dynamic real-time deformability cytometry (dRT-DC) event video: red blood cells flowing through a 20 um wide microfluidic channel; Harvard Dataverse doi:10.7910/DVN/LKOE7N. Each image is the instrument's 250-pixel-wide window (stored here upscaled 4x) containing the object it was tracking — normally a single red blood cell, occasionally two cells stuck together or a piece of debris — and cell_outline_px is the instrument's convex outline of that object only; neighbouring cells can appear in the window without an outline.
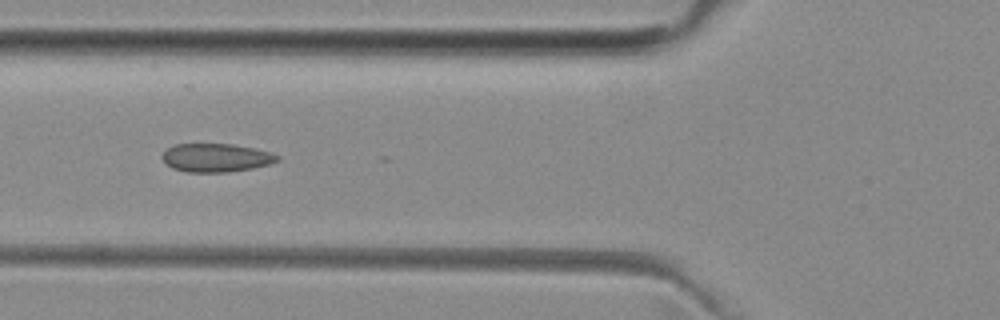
{"species": "common noctule bat (a hibernating species)", "species_latin": "Nyctalus noctula", "temperature_condition": "room temperature", "stored_images_in_passage": 28, "camera_frame_rate_fps": 3000, "um_per_image_px": 0.085, "animal": {"sex": "female", "body_mass_g": 29.2, "forearm_length_mm": 56.3}, "frame": {"image": 1, "passage_image": 5, "time_ms": 1.333, "image_size_px": [1000, 320], "cell_outline_px": [[280, 160], [268, 164], [252, 168], [228, 172], [188, 172], [172, 168], [160, 156], [164, 148], [172, 144], [232, 144], [256, 148], [272, 152], [280, 156]], "centroid_in_image_um": [18.35, 13.39], "position_along_channel_um": 107.5, "area_um2": 19.31}}
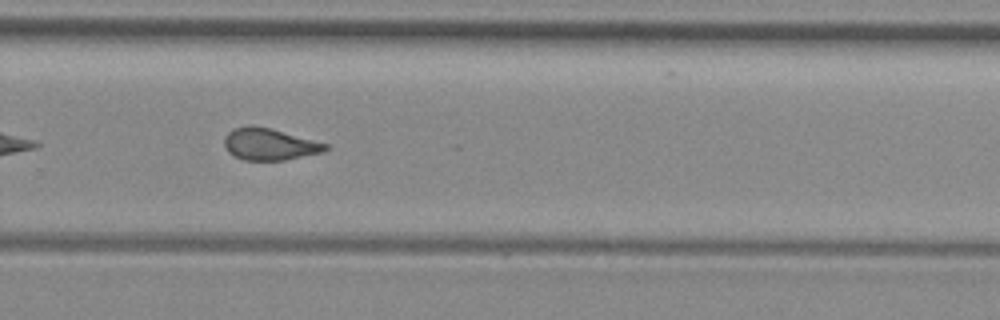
{"frame": {"image": 2, "passage_image": 20, "time_ms": 6.333, "image_size_px": [1000, 320], "cell_outline_px": [[328, 148], [320, 152], [284, 160], [244, 160], [232, 156], [228, 152], [224, 144], [224, 136], [232, 128], [248, 124], [268, 128], [328, 144]], "centroid_in_image_um": [22.81, 12.25], "position_along_channel_um": 307.0, "area_um2": 18.55}}
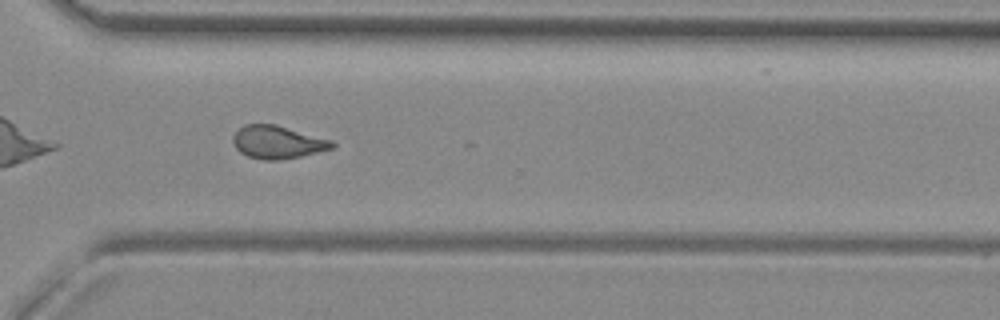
{"frame": {"image": 3, "passage_image": 23, "time_ms": 7.333, "image_size_px": [1000, 320], "cell_outline_px": [[336, 144], [332, 148], [300, 156], [280, 160], [264, 160], [248, 156], [240, 152], [236, 148], [232, 140], [232, 136], [244, 124], [276, 124], [332, 140]], "centroid_in_image_um": [23.58, 12.08], "position_along_channel_um": 347.0, "area_um2": 18.9}, "authors_computed_cell_mechanics": {"area_um2": 19.0451, "velocity_mm_per_s": 3.9928, "shape_relaxation_time_tau1_ms": null, "shape_relaxation_time_tau2_ms": 1.2761, "deformation_change_tau1": null, "deformation_change_tau2": 0.0531}}